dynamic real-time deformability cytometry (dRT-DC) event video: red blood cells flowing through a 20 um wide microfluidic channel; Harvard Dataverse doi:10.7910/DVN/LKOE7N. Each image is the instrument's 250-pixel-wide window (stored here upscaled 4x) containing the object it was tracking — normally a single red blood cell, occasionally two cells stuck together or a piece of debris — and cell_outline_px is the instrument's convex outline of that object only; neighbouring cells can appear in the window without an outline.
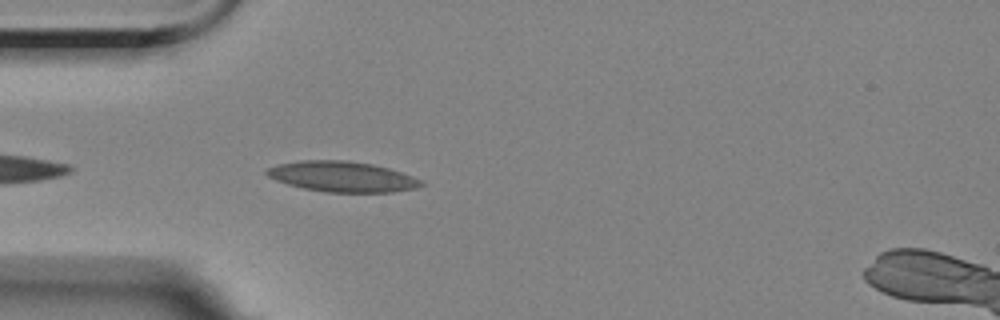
{"species": "Egyptian fruit bat (a non-hibernating species)", "species_latin": "Rousettus aegyptiacus", "temperature_condition": "room temperature", "stored_images_in_passage": 4, "camera_frame_rate_fps": 3000, "um_per_image_px": 0.085, "animal": {"sex": "female"}, "frame": {"image": 1, "passage_image": 4, "time_ms": 4.0, "image_size_px": [1000, 320], "cell_outline_px": [[424, 184], [416, 188], [392, 192], [324, 192], [304, 188], [288, 184], [276, 180], [268, 176], [264, 172], [268, 168], [280, 164], [300, 160], [348, 160], [372, 164], [388, 168], [424, 180]], "centroid_in_image_um": [29.1, 15.01], "position_along_channel_um": 55.9, "area_um2": 27.34}}